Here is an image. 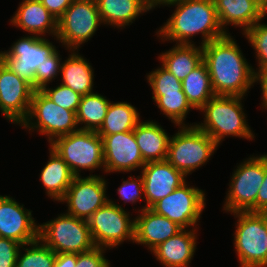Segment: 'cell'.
Segmentation results:
<instances>
[{
    "mask_svg": "<svg viewBox=\"0 0 267 267\" xmlns=\"http://www.w3.org/2000/svg\"><path fill=\"white\" fill-rule=\"evenodd\" d=\"M239 47L230 34L202 46L215 95L244 97L256 83L254 68Z\"/></svg>",
    "mask_w": 267,
    "mask_h": 267,
    "instance_id": "cell-1",
    "label": "cell"
},
{
    "mask_svg": "<svg viewBox=\"0 0 267 267\" xmlns=\"http://www.w3.org/2000/svg\"><path fill=\"white\" fill-rule=\"evenodd\" d=\"M169 5L176 9L156 32L162 42L194 44L190 38L201 33L203 46L227 35L220 26L214 0H179Z\"/></svg>",
    "mask_w": 267,
    "mask_h": 267,
    "instance_id": "cell-2",
    "label": "cell"
},
{
    "mask_svg": "<svg viewBox=\"0 0 267 267\" xmlns=\"http://www.w3.org/2000/svg\"><path fill=\"white\" fill-rule=\"evenodd\" d=\"M242 96L215 95L199 111L204 114L203 123H195L218 145L225 137H239L253 140L255 133L247 124Z\"/></svg>",
    "mask_w": 267,
    "mask_h": 267,
    "instance_id": "cell-3",
    "label": "cell"
},
{
    "mask_svg": "<svg viewBox=\"0 0 267 267\" xmlns=\"http://www.w3.org/2000/svg\"><path fill=\"white\" fill-rule=\"evenodd\" d=\"M194 123L178 126L170 136L166 160L186 177L209 162L219 146L210 136Z\"/></svg>",
    "mask_w": 267,
    "mask_h": 267,
    "instance_id": "cell-4",
    "label": "cell"
},
{
    "mask_svg": "<svg viewBox=\"0 0 267 267\" xmlns=\"http://www.w3.org/2000/svg\"><path fill=\"white\" fill-rule=\"evenodd\" d=\"M50 147L65 161L74 176L81 170L103 169V140L95 131L77 130L56 138Z\"/></svg>",
    "mask_w": 267,
    "mask_h": 267,
    "instance_id": "cell-5",
    "label": "cell"
},
{
    "mask_svg": "<svg viewBox=\"0 0 267 267\" xmlns=\"http://www.w3.org/2000/svg\"><path fill=\"white\" fill-rule=\"evenodd\" d=\"M237 218L234 247L240 267H267V215L232 213Z\"/></svg>",
    "mask_w": 267,
    "mask_h": 267,
    "instance_id": "cell-6",
    "label": "cell"
},
{
    "mask_svg": "<svg viewBox=\"0 0 267 267\" xmlns=\"http://www.w3.org/2000/svg\"><path fill=\"white\" fill-rule=\"evenodd\" d=\"M265 176V154L250 155L234 170L229 182L223 211L256 212V198Z\"/></svg>",
    "mask_w": 267,
    "mask_h": 267,
    "instance_id": "cell-7",
    "label": "cell"
},
{
    "mask_svg": "<svg viewBox=\"0 0 267 267\" xmlns=\"http://www.w3.org/2000/svg\"><path fill=\"white\" fill-rule=\"evenodd\" d=\"M20 126L46 135L49 143L79 130L76 112L58 106L41 90L34 91L28 116Z\"/></svg>",
    "mask_w": 267,
    "mask_h": 267,
    "instance_id": "cell-8",
    "label": "cell"
},
{
    "mask_svg": "<svg viewBox=\"0 0 267 267\" xmlns=\"http://www.w3.org/2000/svg\"><path fill=\"white\" fill-rule=\"evenodd\" d=\"M39 239L56 254H79L95 246L87 220L67 213L39 224Z\"/></svg>",
    "mask_w": 267,
    "mask_h": 267,
    "instance_id": "cell-9",
    "label": "cell"
},
{
    "mask_svg": "<svg viewBox=\"0 0 267 267\" xmlns=\"http://www.w3.org/2000/svg\"><path fill=\"white\" fill-rule=\"evenodd\" d=\"M88 227L95 246L116 248L125 240L135 239V219L122 205L109 201L97 209L88 219Z\"/></svg>",
    "mask_w": 267,
    "mask_h": 267,
    "instance_id": "cell-10",
    "label": "cell"
},
{
    "mask_svg": "<svg viewBox=\"0 0 267 267\" xmlns=\"http://www.w3.org/2000/svg\"><path fill=\"white\" fill-rule=\"evenodd\" d=\"M103 24L96 0H73L64 14L58 19L56 39L70 51L78 50L80 45L94 36Z\"/></svg>",
    "mask_w": 267,
    "mask_h": 267,
    "instance_id": "cell-11",
    "label": "cell"
},
{
    "mask_svg": "<svg viewBox=\"0 0 267 267\" xmlns=\"http://www.w3.org/2000/svg\"><path fill=\"white\" fill-rule=\"evenodd\" d=\"M183 183L172 193L153 204L150 209L167 217L183 229H198L202 211L206 207L205 192L198 187ZM195 227V228H194Z\"/></svg>",
    "mask_w": 267,
    "mask_h": 267,
    "instance_id": "cell-12",
    "label": "cell"
},
{
    "mask_svg": "<svg viewBox=\"0 0 267 267\" xmlns=\"http://www.w3.org/2000/svg\"><path fill=\"white\" fill-rule=\"evenodd\" d=\"M50 40L36 35L24 36L14 42L9 50H4V63L19 77L34 87V75L57 49Z\"/></svg>",
    "mask_w": 267,
    "mask_h": 267,
    "instance_id": "cell-13",
    "label": "cell"
},
{
    "mask_svg": "<svg viewBox=\"0 0 267 267\" xmlns=\"http://www.w3.org/2000/svg\"><path fill=\"white\" fill-rule=\"evenodd\" d=\"M107 184L102 175L90 174L85 178L74 176L65 196L59 202L67 203L68 215L87 220L109 201L106 196Z\"/></svg>",
    "mask_w": 267,
    "mask_h": 267,
    "instance_id": "cell-14",
    "label": "cell"
},
{
    "mask_svg": "<svg viewBox=\"0 0 267 267\" xmlns=\"http://www.w3.org/2000/svg\"><path fill=\"white\" fill-rule=\"evenodd\" d=\"M34 87L19 77L5 65L0 72V110L3 116L13 124H19L27 118Z\"/></svg>",
    "mask_w": 267,
    "mask_h": 267,
    "instance_id": "cell-15",
    "label": "cell"
},
{
    "mask_svg": "<svg viewBox=\"0 0 267 267\" xmlns=\"http://www.w3.org/2000/svg\"><path fill=\"white\" fill-rule=\"evenodd\" d=\"M103 140L105 173L131 172L146 164L136 143L134 131L99 135Z\"/></svg>",
    "mask_w": 267,
    "mask_h": 267,
    "instance_id": "cell-16",
    "label": "cell"
},
{
    "mask_svg": "<svg viewBox=\"0 0 267 267\" xmlns=\"http://www.w3.org/2000/svg\"><path fill=\"white\" fill-rule=\"evenodd\" d=\"M32 211L10 196L0 195V237L27 245L39 239V224Z\"/></svg>",
    "mask_w": 267,
    "mask_h": 267,
    "instance_id": "cell-17",
    "label": "cell"
},
{
    "mask_svg": "<svg viewBox=\"0 0 267 267\" xmlns=\"http://www.w3.org/2000/svg\"><path fill=\"white\" fill-rule=\"evenodd\" d=\"M145 206L150 208L186 182V176L167 160L146 163L141 169Z\"/></svg>",
    "mask_w": 267,
    "mask_h": 267,
    "instance_id": "cell-18",
    "label": "cell"
},
{
    "mask_svg": "<svg viewBox=\"0 0 267 267\" xmlns=\"http://www.w3.org/2000/svg\"><path fill=\"white\" fill-rule=\"evenodd\" d=\"M138 213V216L134 218V243L146 245L150 252L183 229L177 223L155 213L150 208H141Z\"/></svg>",
    "mask_w": 267,
    "mask_h": 267,
    "instance_id": "cell-19",
    "label": "cell"
},
{
    "mask_svg": "<svg viewBox=\"0 0 267 267\" xmlns=\"http://www.w3.org/2000/svg\"><path fill=\"white\" fill-rule=\"evenodd\" d=\"M214 3L220 26L227 34L230 33L225 26L240 27L244 33L267 14L255 0H214Z\"/></svg>",
    "mask_w": 267,
    "mask_h": 267,
    "instance_id": "cell-20",
    "label": "cell"
},
{
    "mask_svg": "<svg viewBox=\"0 0 267 267\" xmlns=\"http://www.w3.org/2000/svg\"><path fill=\"white\" fill-rule=\"evenodd\" d=\"M10 22L30 35L44 37L48 33L55 38L57 35L58 20L38 0H23L19 3Z\"/></svg>",
    "mask_w": 267,
    "mask_h": 267,
    "instance_id": "cell-21",
    "label": "cell"
},
{
    "mask_svg": "<svg viewBox=\"0 0 267 267\" xmlns=\"http://www.w3.org/2000/svg\"><path fill=\"white\" fill-rule=\"evenodd\" d=\"M196 231L198 232L197 229H182L151 252L165 267H188L197 249Z\"/></svg>",
    "mask_w": 267,
    "mask_h": 267,
    "instance_id": "cell-22",
    "label": "cell"
},
{
    "mask_svg": "<svg viewBox=\"0 0 267 267\" xmlns=\"http://www.w3.org/2000/svg\"><path fill=\"white\" fill-rule=\"evenodd\" d=\"M133 131L145 163L166 160L170 137L159 123L139 121Z\"/></svg>",
    "mask_w": 267,
    "mask_h": 267,
    "instance_id": "cell-23",
    "label": "cell"
},
{
    "mask_svg": "<svg viewBox=\"0 0 267 267\" xmlns=\"http://www.w3.org/2000/svg\"><path fill=\"white\" fill-rule=\"evenodd\" d=\"M96 3L102 23L119 29L150 10L144 0H96Z\"/></svg>",
    "mask_w": 267,
    "mask_h": 267,
    "instance_id": "cell-24",
    "label": "cell"
},
{
    "mask_svg": "<svg viewBox=\"0 0 267 267\" xmlns=\"http://www.w3.org/2000/svg\"><path fill=\"white\" fill-rule=\"evenodd\" d=\"M73 50L61 64V80L63 85L84 96L93 93L94 69L84 56Z\"/></svg>",
    "mask_w": 267,
    "mask_h": 267,
    "instance_id": "cell-25",
    "label": "cell"
},
{
    "mask_svg": "<svg viewBox=\"0 0 267 267\" xmlns=\"http://www.w3.org/2000/svg\"><path fill=\"white\" fill-rule=\"evenodd\" d=\"M161 65L182 81L193 69L203 62L202 46L176 44L158 56Z\"/></svg>",
    "mask_w": 267,
    "mask_h": 267,
    "instance_id": "cell-26",
    "label": "cell"
},
{
    "mask_svg": "<svg viewBox=\"0 0 267 267\" xmlns=\"http://www.w3.org/2000/svg\"><path fill=\"white\" fill-rule=\"evenodd\" d=\"M49 155V161L43 167L39 179L47 196L59 202L65 196L74 175L65 161L51 147Z\"/></svg>",
    "mask_w": 267,
    "mask_h": 267,
    "instance_id": "cell-27",
    "label": "cell"
},
{
    "mask_svg": "<svg viewBox=\"0 0 267 267\" xmlns=\"http://www.w3.org/2000/svg\"><path fill=\"white\" fill-rule=\"evenodd\" d=\"M182 90L188 102L196 110H200L215 96L209 71L204 61L182 80Z\"/></svg>",
    "mask_w": 267,
    "mask_h": 267,
    "instance_id": "cell-28",
    "label": "cell"
},
{
    "mask_svg": "<svg viewBox=\"0 0 267 267\" xmlns=\"http://www.w3.org/2000/svg\"><path fill=\"white\" fill-rule=\"evenodd\" d=\"M138 110L128 102H110L103 124L97 131L99 135H111L135 129L140 121Z\"/></svg>",
    "mask_w": 267,
    "mask_h": 267,
    "instance_id": "cell-29",
    "label": "cell"
},
{
    "mask_svg": "<svg viewBox=\"0 0 267 267\" xmlns=\"http://www.w3.org/2000/svg\"><path fill=\"white\" fill-rule=\"evenodd\" d=\"M110 102L109 99L107 100L97 92L82 96L76 112V119L78 126L83 123L84 125L79 129L97 132L103 124Z\"/></svg>",
    "mask_w": 267,
    "mask_h": 267,
    "instance_id": "cell-30",
    "label": "cell"
},
{
    "mask_svg": "<svg viewBox=\"0 0 267 267\" xmlns=\"http://www.w3.org/2000/svg\"><path fill=\"white\" fill-rule=\"evenodd\" d=\"M152 99L161 112L171 120L175 126L189 125L185 124L187 114L194 109L188 102L184 92L165 93L163 96H152Z\"/></svg>",
    "mask_w": 267,
    "mask_h": 267,
    "instance_id": "cell-31",
    "label": "cell"
},
{
    "mask_svg": "<svg viewBox=\"0 0 267 267\" xmlns=\"http://www.w3.org/2000/svg\"><path fill=\"white\" fill-rule=\"evenodd\" d=\"M30 246V247H24ZM25 253H22V249ZM19 250L15 267H53L56 253L46 246L40 239L22 245Z\"/></svg>",
    "mask_w": 267,
    "mask_h": 267,
    "instance_id": "cell-32",
    "label": "cell"
},
{
    "mask_svg": "<svg viewBox=\"0 0 267 267\" xmlns=\"http://www.w3.org/2000/svg\"><path fill=\"white\" fill-rule=\"evenodd\" d=\"M153 96H163L165 93L183 92L182 81L178 80L162 65L147 75Z\"/></svg>",
    "mask_w": 267,
    "mask_h": 267,
    "instance_id": "cell-33",
    "label": "cell"
},
{
    "mask_svg": "<svg viewBox=\"0 0 267 267\" xmlns=\"http://www.w3.org/2000/svg\"><path fill=\"white\" fill-rule=\"evenodd\" d=\"M262 20L256 22L252 27L246 30L243 35L255 50L256 59L258 60L257 70L267 67V24L261 23Z\"/></svg>",
    "mask_w": 267,
    "mask_h": 267,
    "instance_id": "cell-34",
    "label": "cell"
},
{
    "mask_svg": "<svg viewBox=\"0 0 267 267\" xmlns=\"http://www.w3.org/2000/svg\"><path fill=\"white\" fill-rule=\"evenodd\" d=\"M41 91L63 109L77 112L82 96L71 90L68 86L60 83V85L53 89L49 88L47 85L43 87Z\"/></svg>",
    "mask_w": 267,
    "mask_h": 267,
    "instance_id": "cell-35",
    "label": "cell"
},
{
    "mask_svg": "<svg viewBox=\"0 0 267 267\" xmlns=\"http://www.w3.org/2000/svg\"><path fill=\"white\" fill-rule=\"evenodd\" d=\"M61 59L60 53L56 50L42 65L37 67V71L34 75L35 90H41L55 80V77H57L61 71Z\"/></svg>",
    "mask_w": 267,
    "mask_h": 267,
    "instance_id": "cell-36",
    "label": "cell"
},
{
    "mask_svg": "<svg viewBox=\"0 0 267 267\" xmlns=\"http://www.w3.org/2000/svg\"><path fill=\"white\" fill-rule=\"evenodd\" d=\"M107 248L94 246L92 249L76 254L71 253V267H111L105 258Z\"/></svg>",
    "mask_w": 267,
    "mask_h": 267,
    "instance_id": "cell-37",
    "label": "cell"
},
{
    "mask_svg": "<svg viewBox=\"0 0 267 267\" xmlns=\"http://www.w3.org/2000/svg\"><path fill=\"white\" fill-rule=\"evenodd\" d=\"M134 178L133 176H129V179L123 180L122 185L117 189L119 199L124 201V204H126V202L133 204L142 199L145 200L142 175Z\"/></svg>",
    "mask_w": 267,
    "mask_h": 267,
    "instance_id": "cell-38",
    "label": "cell"
},
{
    "mask_svg": "<svg viewBox=\"0 0 267 267\" xmlns=\"http://www.w3.org/2000/svg\"><path fill=\"white\" fill-rule=\"evenodd\" d=\"M21 246L15 240L0 237V267H15Z\"/></svg>",
    "mask_w": 267,
    "mask_h": 267,
    "instance_id": "cell-39",
    "label": "cell"
},
{
    "mask_svg": "<svg viewBox=\"0 0 267 267\" xmlns=\"http://www.w3.org/2000/svg\"><path fill=\"white\" fill-rule=\"evenodd\" d=\"M47 10L58 20L72 4L73 0H40Z\"/></svg>",
    "mask_w": 267,
    "mask_h": 267,
    "instance_id": "cell-40",
    "label": "cell"
},
{
    "mask_svg": "<svg viewBox=\"0 0 267 267\" xmlns=\"http://www.w3.org/2000/svg\"><path fill=\"white\" fill-rule=\"evenodd\" d=\"M256 212H267V154H265V176L256 198Z\"/></svg>",
    "mask_w": 267,
    "mask_h": 267,
    "instance_id": "cell-41",
    "label": "cell"
},
{
    "mask_svg": "<svg viewBox=\"0 0 267 267\" xmlns=\"http://www.w3.org/2000/svg\"><path fill=\"white\" fill-rule=\"evenodd\" d=\"M255 82L261 84V90H262V108H265L267 110V67L261 68L257 73L255 74Z\"/></svg>",
    "mask_w": 267,
    "mask_h": 267,
    "instance_id": "cell-42",
    "label": "cell"
},
{
    "mask_svg": "<svg viewBox=\"0 0 267 267\" xmlns=\"http://www.w3.org/2000/svg\"><path fill=\"white\" fill-rule=\"evenodd\" d=\"M53 267H71V253L56 254Z\"/></svg>",
    "mask_w": 267,
    "mask_h": 267,
    "instance_id": "cell-43",
    "label": "cell"
},
{
    "mask_svg": "<svg viewBox=\"0 0 267 267\" xmlns=\"http://www.w3.org/2000/svg\"><path fill=\"white\" fill-rule=\"evenodd\" d=\"M144 1H145L146 5L148 6V8L150 10H153V9H155V7H157L159 5L160 6L161 5L166 6L168 4L177 2L179 0H144Z\"/></svg>",
    "mask_w": 267,
    "mask_h": 267,
    "instance_id": "cell-44",
    "label": "cell"
},
{
    "mask_svg": "<svg viewBox=\"0 0 267 267\" xmlns=\"http://www.w3.org/2000/svg\"><path fill=\"white\" fill-rule=\"evenodd\" d=\"M4 65H5V63H4V51H1L0 52V72H1V69Z\"/></svg>",
    "mask_w": 267,
    "mask_h": 267,
    "instance_id": "cell-45",
    "label": "cell"
},
{
    "mask_svg": "<svg viewBox=\"0 0 267 267\" xmlns=\"http://www.w3.org/2000/svg\"><path fill=\"white\" fill-rule=\"evenodd\" d=\"M267 11V0H255Z\"/></svg>",
    "mask_w": 267,
    "mask_h": 267,
    "instance_id": "cell-46",
    "label": "cell"
}]
</instances>
